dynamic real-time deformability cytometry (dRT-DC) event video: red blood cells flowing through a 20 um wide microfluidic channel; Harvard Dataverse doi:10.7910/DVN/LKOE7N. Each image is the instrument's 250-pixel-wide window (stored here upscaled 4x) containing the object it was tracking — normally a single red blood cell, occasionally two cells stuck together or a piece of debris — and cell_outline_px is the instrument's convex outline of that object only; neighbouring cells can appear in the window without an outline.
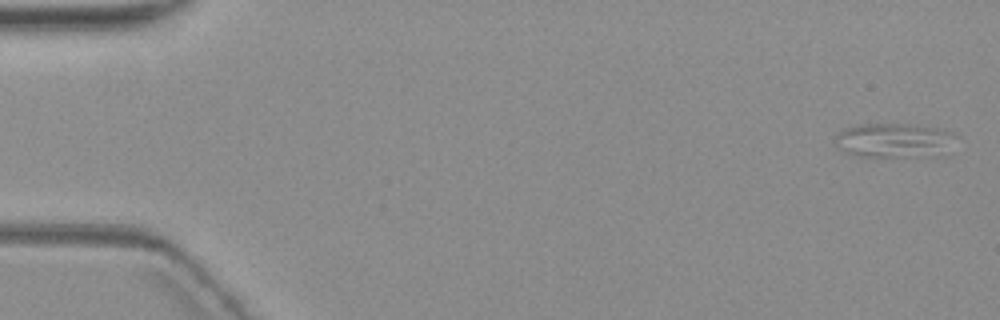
{"species": "common noctule bat (a hibernating species)", "species_latin": "Nyctalus noctula", "temperature_condition": "warm", "stored_images_in_passage": 6, "camera_frame_rate_fps": 3000, "um_per_image_px": 0.085, "animal": {"sex": "female", "body_mass_g": 19.3, "forearm_length_mm": 54.1}, "frame": {"image": 1, "passage_image": 1, "time_ms": 0.0, "image_size_px": [1000, 320], "cell_outline_px": [[960, 136], [936, 148], [916, 156], [860, 156], [844, 152], [836, 148], [836, 132], [844, 128], [860, 124], [904, 124], [944, 128]], "centroid_in_image_um": [75.77, 11.87], "position_along_channel_um": 9.2, "area_um2": 23.0}}
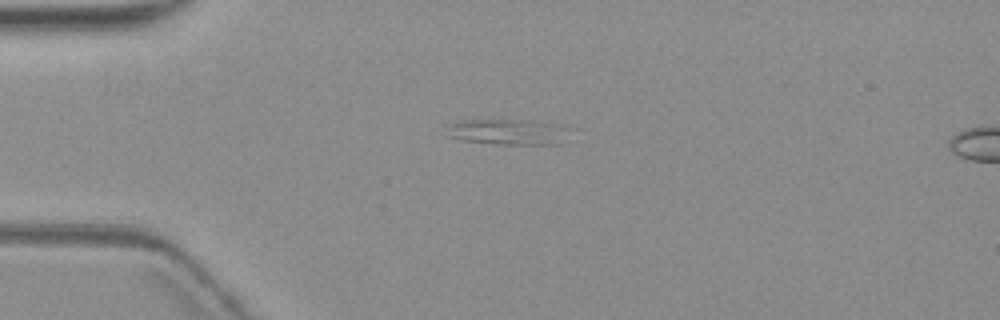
{"frame": {"image": 2, "passage_image": 4, "time_ms": 4.333, "image_size_px": [1000, 320], "cell_outline_px": [[564, 128], [560, 144], [500, 144], [460, 140], [448, 136], [448, 124], [464, 120], [528, 120], [564, 124]], "centroid_in_image_um": [43.11, 11.2], "position_along_channel_um": 41.9, "area_um2": 18.03}}